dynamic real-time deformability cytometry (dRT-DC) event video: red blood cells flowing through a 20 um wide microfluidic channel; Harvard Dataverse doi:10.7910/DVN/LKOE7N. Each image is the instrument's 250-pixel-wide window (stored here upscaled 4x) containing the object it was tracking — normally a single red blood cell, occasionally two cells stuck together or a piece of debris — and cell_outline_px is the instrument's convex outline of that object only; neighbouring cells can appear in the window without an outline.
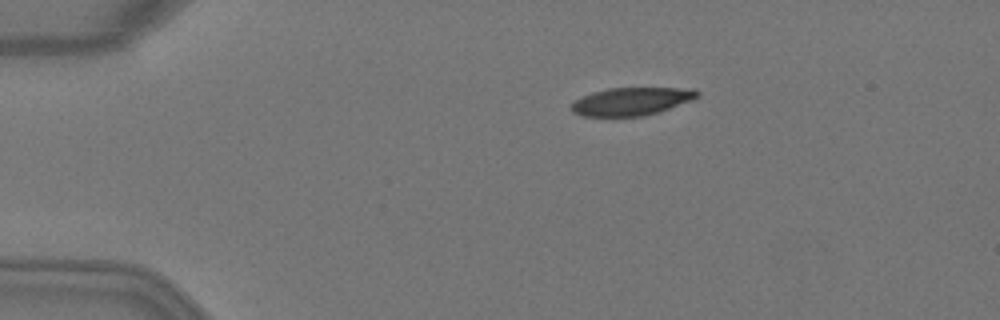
{"species": "Egyptian fruit bat (a non-hibernating species)", "species_latin": "Rousettus aegyptiacus", "temperature_condition": "warm", "stored_images_in_passage": 5, "camera_frame_rate_fps": 3000, "um_per_image_px": 0.085, "animal": {"sex": "female"}, "frame": {"image": 1, "passage_image": 3, "time_ms": 0.667, "image_size_px": [1000, 320], "cell_outline_px": [[700, 96], [692, 100], [660, 112], [644, 116], [580, 116], [572, 112], [572, 104], [576, 100], [592, 92], [608, 88], [696, 88], [700, 92]], "centroid_in_image_um": [53.73, 8.61], "position_along_channel_um": 31.3, "area_um2": 20.58}}